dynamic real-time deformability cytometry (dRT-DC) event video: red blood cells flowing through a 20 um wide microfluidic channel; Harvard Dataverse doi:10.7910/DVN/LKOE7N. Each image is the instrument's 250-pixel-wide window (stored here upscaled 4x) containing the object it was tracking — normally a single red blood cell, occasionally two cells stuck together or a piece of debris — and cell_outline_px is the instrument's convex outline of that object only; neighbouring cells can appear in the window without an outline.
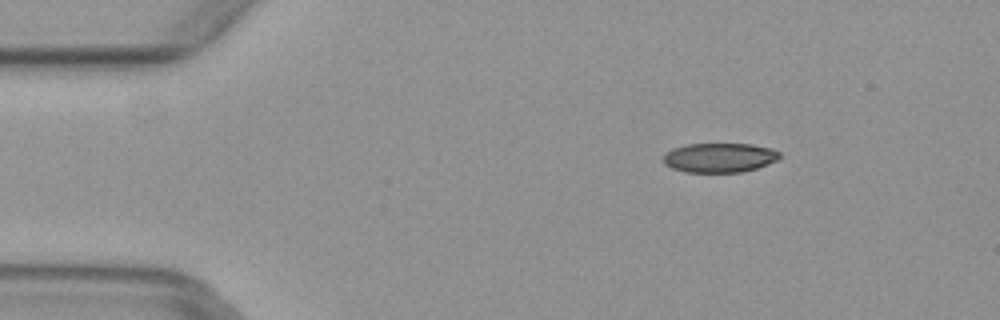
{"species": "common noctule bat (a hibernating species)", "species_latin": "Nyctalus noctula", "temperature_condition": "warm", "stored_images_in_passage": 3, "camera_frame_rate_fps": 3000, "um_per_image_px": 0.085, "animal": {"sex": "female", "body_mass_g": 29.2, "forearm_length_mm": 56.3}, "frame": {"image": 1, "passage_image": 3, "time_ms": 0.667, "image_size_px": [1000, 320], "cell_outline_px": [[780, 156], [776, 160], [768, 164], [756, 168], [740, 172], [684, 172], [672, 168], [664, 164], [664, 156], [672, 148], [684, 144], [752, 144], [772, 148], [780, 152]], "centroid_in_image_um": [61.15, 13.39], "position_along_channel_um": 23.8, "area_um2": 19.94}}